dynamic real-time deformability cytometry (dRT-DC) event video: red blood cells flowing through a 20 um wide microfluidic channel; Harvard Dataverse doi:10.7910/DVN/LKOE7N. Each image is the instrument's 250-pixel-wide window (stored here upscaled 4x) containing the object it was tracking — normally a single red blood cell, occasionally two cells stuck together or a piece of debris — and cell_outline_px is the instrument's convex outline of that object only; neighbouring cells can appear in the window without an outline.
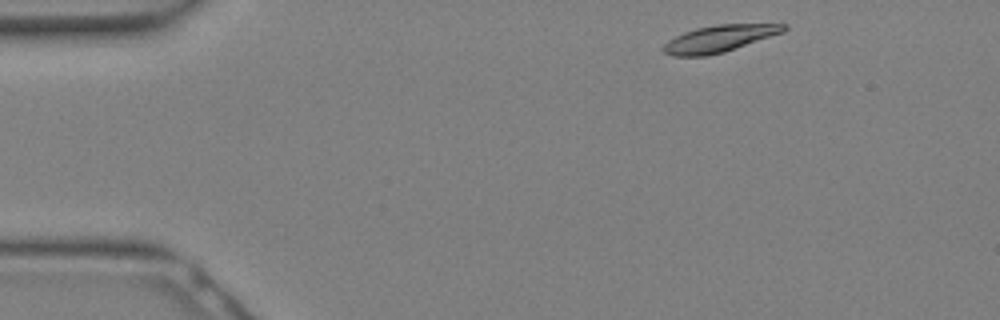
{"species": "Egyptian fruit bat (a non-hibernating species)", "species_latin": "Rousettus aegyptiacus", "temperature_condition": "warm", "stored_images_in_passage": 8, "camera_frame_rate_fps": 3000, "um_per_image_px": 0.085, "animal": {"sex": "female"}, "frame": {"image": 1, "passage_image": 1, "time_ms": 0.0, "image_size_px": [1000, 320], "cell_outline_px": [[788, 28], [784, 32], [724, 52], [704, 56], [672, 56], [664, 52], [664, 44], [668, 40], [684, 32], [696, 28], [716, 24], [788, 24]], "centroid_in_image_um": [61.16, 3.28], "position_along_channel_um": 23.8, "area_um2": 18.73}}
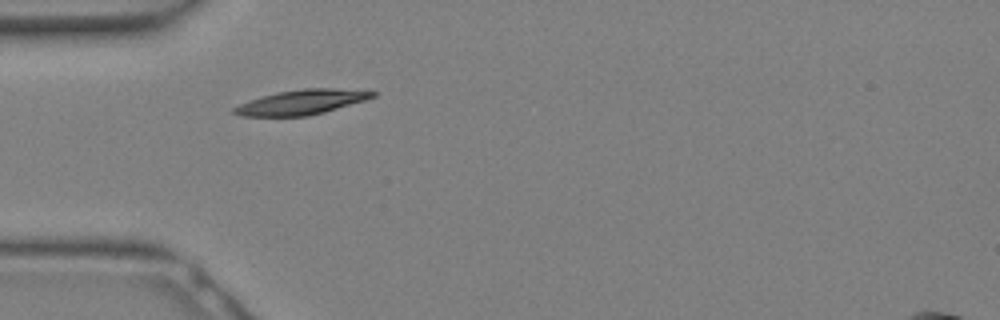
{"frame": {"image": 2, "passage_image": 6, "time_ms": 1.667, "image_size_px": [1000, 320], "cell_outline_px": [[376, 96], [364, 100], [324, 112], [308, 116], [240, 116], [232, 112], [232, 108], [240, 104], [276, 92], [304, 88], [332, 88], [376, 92]], "centroid_in_image_um": [25.6, 8.69], "position_along_channel_um": 59.4, "area_um2": 19.65}}
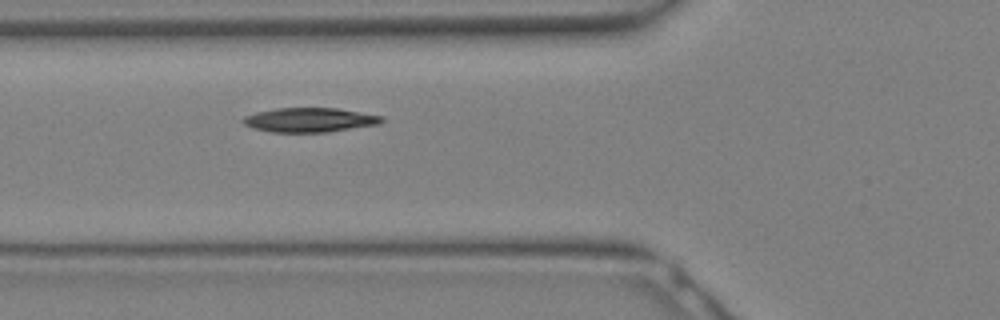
{"frame": {"image": 3, "passage_image": 8, "time_ms": 2.333, "image_size_px": [1000, 320], "cell_outline_px": [[384, 120], [380, 124], [328, 132], [272, 132], [252, 128], [244, 124], [240, 120], [244, 116], [256, 112], [276, 108], [336, 108], [380, 116]], "centroid_in_image_um": [26.26, 10.2], "position_along_channel_um": 99.5, "area_um2": 19.59}}